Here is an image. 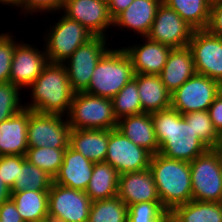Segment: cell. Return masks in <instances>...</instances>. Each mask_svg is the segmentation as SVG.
<instances>
[{"instance_id":"obj_24","label":"cell","mask_w":222,"mask_h":222,"mask_svg":"<svg viewBox=\"0 0 222 222\" xmlns=\"http://www.w3.org/2000/svg\"><path fill=\"white\" fill-rule=\"evenodd\" d=\"M109 142V129H71L69 146L92 162H104Z\"/></svg>"},{"instance_id":"obj_17","label":"cell","mask_w":222,"mask_h":222,"mask_svg":"<svg viewBox=\"0 0 222 222\" xmlns=\"http://www.w3.org/2000/svg\"><path fill=\"white\" fill-rule=\"evenodd\" d=\"M117 196L127 205L160 202L153 175L149 168L119 175Z\"/></svg>"},{"instance_id":"obj_9","label":"cell","mask_w":222,"mask_h":222,"mask_svg":"<svg viewBox=\"0 0 222 222\" xmlns=\"http://www.w3.org/2000/svg\"><path fill=\"white\" fill-rule=\"evenodd\" d=\"M107 40L105 37L94 36L63 63L74 92H84L88 88L98 61L110 49L106 47Z\"/></svg>"},{"instance_id":"obj_21","label":"cell","mask_w":222,"mask_h":222,"mask_svg":"<svg viewBox=\"0 0 222 222\" xmlns=\"http://www.w3.org/2000/svg\"><path fill=\"white\" fill-rule=\"evenodd\" d=\"M161 2L162 0H134L113 20V26L119 29L127 28L140 37H146Z\"/></svg>"},{"instance_id":"obj_48","label":"cell","mask_w":222,"mask_h":222,"mask_svg":"<svg viewBox=\"0 0 222 222\" xmlns=\"http://www.w3.org/2000/svg\"><path fill=\"white\" fill-rule=\"evenodd\" d=\"M42 222H55V221H52V220H46V221H42Z\"/></svg>"},{"instance_id":"obj_28","label":"cell","mask_w":222,"mask_h":222,"mask_svg":"<svg viewBox=\"0 0 222 222\" xmlns=\"http://www.w3.org/2000/svg\"><path fill=\"white\" fill-rule=\"evenodd\" d=\"M17 211L24 222H42L48 220L49 191L11 192Z\"/></svg>"},{"instance_id":"obj_39","label":"cell","mask_w":222,"mask_h":222,"mask_svg":"<svg viewBox=\"0 0 222 222\" xmlns=\"http://www.w3.org/2000/svg\"><path fill=\"white\" fill-rule=\"evenodd\" d=\"M64 2L65 0H19L18 8L20 7L21 12H25L26 16L34 12L57 13L59 10L61 12Z\"/></svg>"},{"instance_id":"obj_20","label":"cell","mask_w":222,"mask_h":222,"mask_svg":"<svg viewBox=\"0 0 222 222\" xmlns=\"http://www.w3.org/2000/svg\"><path fill=\"white\" fill-rule=\"evenodd\" d=\"M28 123L29 109L27 108H23L8 120L0 123V156L26 155Z\"/></svg>"},{"instance_id":"obj_16","label":"cell","mask_w":222,"mask_h":222,"mask_svg":"<svg viewBox=\"0 0 222 222\" xmlns=\"http://www.w3.org/2000/svg\"><path fill=\"white\" fill-rule=\"evenodd\" d=\"M47 64L48 59L45 50L40 51L33 45L22 41L17 43L15 39L10 82L20 89L28 88Z\"/></svg>"},{"instance_id":"obj_35","label":"cell","mask_w":222,"mask_h":222,"mask_svg":"<svg viewBox=\"0 0 222 222\" xmlns=\"http://www.w3.org/2000/svg\"><path fill=\"white\" fill-rule=\"evenodd\" d=\"M127 208V222H168L169 213L161 202L135 203Z\"/></svg>"},{"instance_id":"obj_10","label":"cell","mask_w":222,"mask_h":222,"mask_svg":"<svg viewBox=\"0 0 222 222\" xmlns=\"http://www.w3.org/2000/svg\"><path fill=\"white\" fill-rule=\"evenodd\" d=\"M59 114H42L29 109L27 127L28 147L66 149L69 146L70 126Z\"/></svg>"},{"instance_id":"obj_46","label":"cell","mask_w":222,"mask_h":222,"mask_svg":"<svg viewBox=\"0 0 222 222\" xmlns=\"http://www.w3.org/2000/svg\"><path fill=\"white\" fill-rule=\"evenodd\" d=\"M0 3L5 6L18 7L19 0H0Z\"/></svg>"},{"instance_id":"obj_6","label":"cell","mask_w":222,"mask_h":222,"mask_svg":"<svg viewBox=\"0 0 222 222\" xmlns=\"http://www.w3.org/2000/svg\"><path fill=\"white\" fill-rule=\"evenodd\" d=\"M49 26L45 34L44 50L48 62L63 64L75 50L94 37L83 25L63 15Z\"/></svg>"},{"instance_id":"obj_14","label":"cell","mask_w":222,"mask_h":222,"mask_svg":"<svg viewBox=\"0 0 222 222\" xmlns=\"http://www.w3.org/2000/svg\"><path fill=\"white\" fill-rule=\"evenodd\" d=\"M194 30L176 11L161 2L146 37L172 49L182 48L188 46Z\"/></svg>"},{"instance_id":"obj_44","label":"cell","mask_w":222,"mask_h":222,"mask_svg":"<svg viewBox=\"0 0 222 222\" xmlns=\"http://www.w3.org/2000/svg\"><path fill=\"white\" fill-rule=\"evenodd\" d=\"M11 188L0 177V205L11 199Z\"/></svg>"},{"instance_id":"obj_1","label":"cell","mask_w":222,"mask_h":222,"mask_svg":"<svg viewBox=\"0 0 222 222\" xmlns=\"http://www.w3.org/2000/svg\"><path fill=\"white\" fill-rule=\"evenodd\" d=\"M159 152L165 157L191 162L210 149L172 107L151 113Z\"/></svg>"},{"instance_id":"obj_26","label":"cell","mask_w":222,"mask_h":222,"mask_svg":"<svg viewBox=\"0 0 222 222\" xmlns=\"http://www.w3.org/2000/svg\"><path fill=\"white\" fill-rule=\"evenodd\" d=\"M119 173L107 162H95L92 176L85 190L91 201L117 196Z\"/></svg>"},{"instance_id":"obj_18","label":"cell","mask_w":222,"mask_h":222,"mask_svg":"<svg viewBox=\"0 0 222 222\" xmlns=\"http://www.w3.org/2000/svg\"><path fill=\"white\" fill-rule=\"evenodd\" d=\"M145 41L132 46H124L132 61L135 73L159 75L167 61L171 47L150 40L148 37H141Z\"/></svg>"},{"instance_id":"obj_32","label":"cell","mask_w":222,"mask_h":222,"mask_svg":"<svg viewBox=\"0 0 222 222\" xmlns=\"http://www.w3.org/2000/svg\"><path fill=\"white\" fill-rule=\"evenodd\" d=\"M112 104L114 115L118 120L124 116L144 113L138 94L137 82L134 79L129 81L112 98Z\"/></svg>"},{"instance_id":"obj_2","label":"cell","mask_w":222,"mask_h":222,"mask_svg":"<svg viewBox=\"0 0 222 222\" xmlns=\"http://www.w3.org/2000/svg\"><path fill=\"white\" fill-rule=\"evenodd\" d=\"M29 89L32 102L24 108L42 114H68L75 92L63 64L48 62Z\"/></svg>"},{"instance_id":"obj_47","label":"cell","mask_w":222,"mask_h":222,"mask_svg":"<svg viewBox=\"0 0 222 222\" xmlns=\"http://www.w3.org/2000/svg\"><path fill=\"white\" fill-rule=\"evenodd\" d=\"M211 5L219 2L220 0H207Z\"/></svg>"},{"instance_id":"obj_3","label":"cell","mask_w":222,"mask_h":222,"mask_svg":"<svg viewBox=\"0 0 222 222\" xmlns=\"http://www.w3.org/2000/svg\"><path fill=\"white\" fill-rule=\"evenodd\" d=\"M149 169L163 208L170 213L175 207L192 201L190 163L152 155Z\"/></svg>"},{"instance_id":"obj_42","label":"cell","mask_w":222,"mask_h":222,"mask_svg":"<svg viewBox=\"0 0 222 222\" xmlns=\"http://www.w3.org/2000/svg\"><path fill=\"white\" fill-rule=\"evenodd\" d=\"M0 220L2 222H24L12 199L0 205Z\"/></svg>"},{"instance_id":"obj_27","label":"cell","mask_w":222,"mask_h":222,"mask_svg":"<svg viewBox=\"0 0 222 222\" xmlns=\"http://www.w3.org/2000/svg\"><path fill=\"white\" fill-rule=\"evenodd\" d=\"M169 222H222V203L189 201L175 207L168 217Z\"/></svg>"},{"instance_id":"obj_5","label":"cell","mask_w":222,"mask_h":222,"mask_svg":"<svg viewBox=\"0 0 222 222\" xmlns=\"http://www.w3.org/2000/svg\"><path fill=\"white\" fill-rule=\"evenodd\" d=\"M71 129H115L112 99L75 92L66 116Z\"/></svg>"},{"instance_id":"obj_45","label":"cell","mask_w":222,"mask_h":222,"mask_svg":"<svg viewBox=\"0 0 222 222\" xmlns=\"http://www.w3.org/2000/svg\"><path fill=\"white\" fill-rule=\"evenodd\" d=\"M212 150L217 154L219 161L222 165V135H220V138L217 140L215 145L212 147Z\"/></svg>"},{"instance_id":"obj_41","label":"cell","mask_w":222,"mask_h":222,"mask_svg":"<svg viewBox=\"0 0 222 222\" xmlns=\"http://www.w3.org/2000/svg\"><path fill=\"white\" fill-rule=\"evenodd\" d=\"M208 113L215 130L219 135H222V90L208 108Z\"/></svg>"},{"instance_id":"obj_43","label":"cell","mask_w":222,"mask_h":222,"mask_svg":"<svg viewBox=\"0 0 222 222\" xmlns=\"http://www.w3.org/2000/svg\"><path fill=\"white\" fill-rule=\"evenodd\" d=\"M134 0H107L108 10L114 20L120 13L125 11Z\"/></svg>"},{"instance_id":"obj_37","label":"cell","mask_w":222,"mask_h":222,"mask_svg":"<svg viewBox=\"0 0 222 222\" xmlns=\"http://www.w3.org/2000/svg\"><path fill=\"white\" fill-rule=\"evenodd\" d=\"M10 32L0 34V83L10 81L15 37Z\"/></svg>"},{"instance_id":"obj_33","label":"cell","mask_w":222,"mask_h":222,"mask_svg":"<svg viewBox=\"0 0 222 222\" xmlns=\"http://www.w3.org/2000/svg\"><path fill=\"white\" fill-rule=\"evenodd\" d=\"M65 150L50 147H28L25 157L27 161L42 169L54 179L63 163Z\"/></svg>"},{"instance_id":"obj_30","label":"cell","mask_w":222,"mask_h":222,"mask_svg":"<svg viewBox=\"0 0 222 222\" xmlns=\"http://www.w3.org/2000/svg\"><path fill=\"white\" fill-rule=\"evenodd\" d=\"M53 178L45 171L25 160L19 167L18 178H16L11 192L23 190L49 191Z\"/></svg>"},{"instance_id":"obj_23","label":"cell","mask_w":222,"mask_h":222,"mask_svg":"<svg viewBox=\"0 0 222 222\" xmlns=\"http://www.w3.org/2000/svg\"><path fill=\"white\" fill-rule=\"evenodd\" d=\"M116 128L135 145L143 147L152 155L159 152L151 113L124 116L118 120Z\"/></svg>"},{"instance_id":"obj_31","label":"cell","mask_w":222,"mask_h":222,"mask_svg":"<svg viewBox=\"0 0 222 222\" xmlns=\"http://www.w3.org/2000/svg\"><path fill=\"white\" fill-rule=\"evenodd\" d=\"M127 205L118 197L91 203L88 222H127Z\"/></svg>"},{"instance_id":"obj_22","label":"cell","mask_w":222,"mask_h":222,"mask_svg":"<svg viewBox=\"0 0 222 222\" xmlns=\"http://www.w3.org/2000/svg\"><path fill=\"white\" fill-rule=\"evenodd\" d=\"M195 73L192 52L186 46L171 49L159 76L166 89L173 93Z\"/></svg>"},{"instance_id":"obj_25","label":"cell","mask_w":222,"mask_h":222,"mask_svg":"<svg viewBox=\"0 0 222 222\" xmlns=\"http://www.w3.org/2000/svg\"><path fill=\"white\" fill-rule=\"evenodd\" d=\"M133 79L137 82L144 113H153L171 107V93L166 89L159 75L135 73Z\"/></svg>"},{"instance_id":"obj_4","label":"cell","mask_w":222,"mask_h":222,"mask_svg":"<svg viewBox=\"0 0 222 222\" xmlns=\"http://www.w3.org/2000/svg\"><path fill=\"white\" fill-rule=\"evenodd\" d=\"M135 72L132 61L123 49L112 47L98 61L92 73L87 94L112 99L129 81Z\"/></svg>"},{"instance_id":"obj_11","label":"cell","mask_w":222,"mask_h":222,"mask_svg":"<svg viewBox=\"0 0 222 222\" xmlns=\"http://www.w3.org/2000/svg\"><path fill=\"white\" fill-rule=\"evenodd\" d=\"M48 219L55 222H88L91 199L80 191L52 183L48 193Z\"/></svg>"},{"instance_id":"obj_8","label":"cell","mask_w":222,"mask_h":222,"mask_svg":"<svg viewBox=\"0 0 222 222\" xmlns=\"http://www.w3.org/2000/svg\"><path fill=\"white\" fill-rule=\"evenodd\" d=\"M221 90L222 85L218 81L195 73L171 93V107L182 115L196 111H208Z\"/></svg>"},{"instance_id":"obj_29","label":"cell","mask_w":222,"mask_h":222,"mask_svg":"<svg viewBox=\"0 0 222 222\" xmlns=\"http://www.w3.org/2000/svg\"><path fill=\"white\" fill-rule=\"evenodd\" d=\"M195 30L207 29L211 4L207 0H162Z\"/></svg>"},{"instance_id":"obj_7","label":"cell","mask_w":222,"mask_h":222,"mask_svg":"<svg viewBox=\"0 0 222 222\" xmlns=\"http://www.w3.org/2000/svg\"><path fill=\"white\" fill-rule=\"evenodd\" d=\"M190 163L192 200L222 203V165L208 149Z\"/></svg>"},{"instance_id":"obj_40","label":"cell","mask_w":222,"mask_h":222,"mask_svg":"<svg viewBox=\"0 0 222 222\" xmlns=\"http://www.w3.org/2000/svg\"><path fill=\"white\" fill-rule=\"evenodd\" d=\"M207 30L222 37V0L211 5L210 21Z\"/></svg>"},{"instance_id":"obj_36","label":"cell","mask_w":222,"mask_h":222,"mask_svg":"<svg viewBox=\"0 0 222 222\" xmlns=\"http://www.w3.org/2000/svg\"><path fill=\"white\" fill-rule=\"evenodd\" d=\"M20 91L21 89L10 81L0 83V123L8 120L24 108V104L20 102L22 100Z\"/></svg>"},{"instance_id":"obj_38","label":"cell","mask_w":222,"mask_h":222,"mask_svg":"<svg viewBox=\"0 0 222 222\" xmlns=\"http://www.w3.org/2000/svg\"><path fill=\"white\" fill-rule=\"evenodd\" d=\"M26 160L22 155L0 156V177L11 189L18 178L19 167Z\"/></svg>"},{"instance_id":"obj_34","label":"cell","mask_w":222,"mask_h":222,"mask_svg":"<svg viewBox=\"0 0 222 222\" xmlns=\"http://www.w3.org/2000/svg\"><path fill=\"white\" fill-rule=\"evenodd\" d=\"M183 118L188 125H191L198 137L212 148L220 135L215 130L208 111H196L183 114Z\"/></svg>"},{"instance_id":"obj_15","label":"cell","mask_w":222,"mask_h":222,"mask_svg":"<svg viewBox=\"0 0 222 222\" xmlns=\"http://www.w3.org/2000/svg\"><path fill=\"white\" fill-rule=\"evenodd\" d=\"M62 11L61 15L77 21L94 36L108 38V27H114L107 0H65Z\"/></svg>"},{"instance_id":"obj_13","label":"cell","mask_w":222,"mask_h":222,"mask_svg":"<svg viewBox=\"0 0 222 222\" xmlns=\"http://www.w3.org/2000/svg\"><path fill=\"white\" fill-rule=\"evenodd\" d=\"M152 154L135 145L117 128L109 130L106 160L119 174L149 168Z\"/></svg>"},{"instance_id":"obj_12","label":"cell","mask_w":222,"mask_h":222,"mask_svg":"<svg viewBox=\"0 0 222 222\" xmlns=\"http://www.w3.org/2000/svg\"><path fill=\"white\" fill-rule=\"evenodd\" d=\"M195 71L222 85V37L207 29L194 30L189 41Z\"/></svg>"},{"instance_id":"obj_19","label":"cell","mask_w":222,"mask_h":222,"mask_svg":"<svg viewBox=\"0 0 222 222\" xmlns=\"http://www.w3.org/2000/svg\"><path fill=\"white\" fill-rule=\"evenodd\" d=\"M94 162L68 146L63 163L53 182L61 186L85 191L92 176Z\"/></svg>"}]
</instances>
